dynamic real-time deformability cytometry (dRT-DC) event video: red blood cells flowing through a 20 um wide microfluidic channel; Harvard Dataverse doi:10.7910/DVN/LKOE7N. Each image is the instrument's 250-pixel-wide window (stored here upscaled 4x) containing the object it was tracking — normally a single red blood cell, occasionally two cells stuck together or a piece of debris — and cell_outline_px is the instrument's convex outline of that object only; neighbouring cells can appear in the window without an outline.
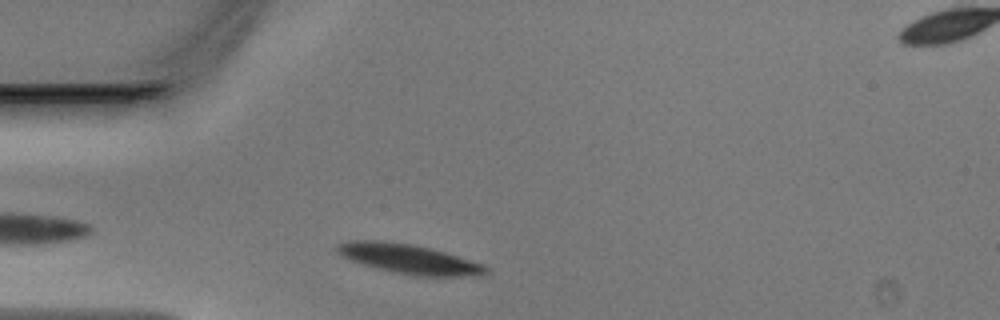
{"species": "Egyptian fruit bat (a non-hibernating species)", "species_latin": "Rousettus aegyptiacus", "temperature_condition": "warm", "stored_images_in_passage": 29, "camera_frame_rate_fps": 3000, "um_per_image_px": 0.085, "animal": {"sex": "male"}, "frame": {"image": 1, "passage_image": 3, "time_ms": 0.667, "image_size_px": [1000, 320], "cell_outline_px": [[488, 272], [484, 276], [416, 276], [392, 272], [376, 268], [352, 260], [336, 252], [336, 244], [348, 240], [380, 240], [412, 244], [444, 252], [484, 264], [488, 268]], "centroid_in_image_um": [34.77, 22.01], "position_along_channel_um": 50.2, "area_um2": 25.61}}
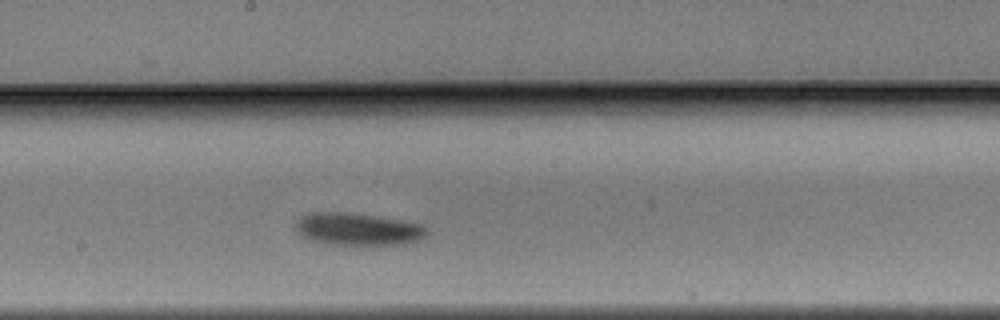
{"frame": {"image": 2, "passage_image": 16, "time_ms": 5.0, "image_size_px": [1000, 320], "cell_outline_px": [[428, 232], [420, 240], [404, 244], [360, 248], [356, 248], [328, 244], [312, 240], [300, 236], [292, 228], [296, 220], [300, 216], [308, 212], [348, 212], [404, 220], [424, 224], [428, 228]], "centroid_in_image_um": [30.4, 19.52], "position_along_channel_um": 217.8, "area_um2": 26.36}}
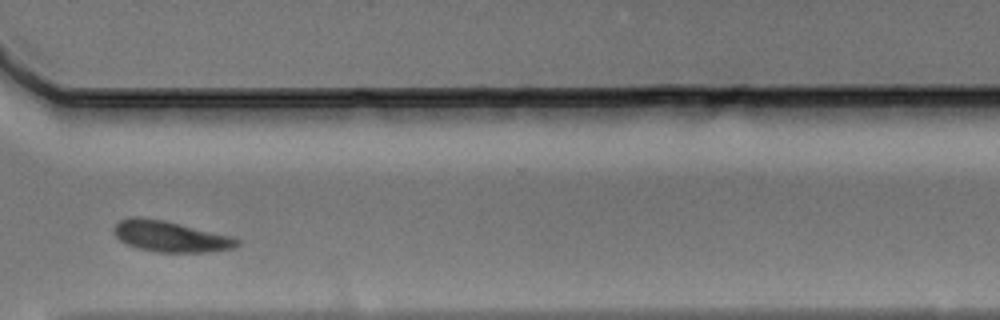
{"frame": {"image": 3, "passage_image": 26, "time_ms": 8.333, "image_size_px": [1000, 320], "cell_outline_px": [[240, 244], [236, 248], [212, 252], [156, 252], [136, 248], [120, 240], [116, 236], [116, 224], [120, 220], [136, 216], [164, 220], [236, 236], [240, 240]], "centroid_in_image_um": [14.6, 20.1], "position_along_channel_um": 356.0, "area_um2": 22.43}}